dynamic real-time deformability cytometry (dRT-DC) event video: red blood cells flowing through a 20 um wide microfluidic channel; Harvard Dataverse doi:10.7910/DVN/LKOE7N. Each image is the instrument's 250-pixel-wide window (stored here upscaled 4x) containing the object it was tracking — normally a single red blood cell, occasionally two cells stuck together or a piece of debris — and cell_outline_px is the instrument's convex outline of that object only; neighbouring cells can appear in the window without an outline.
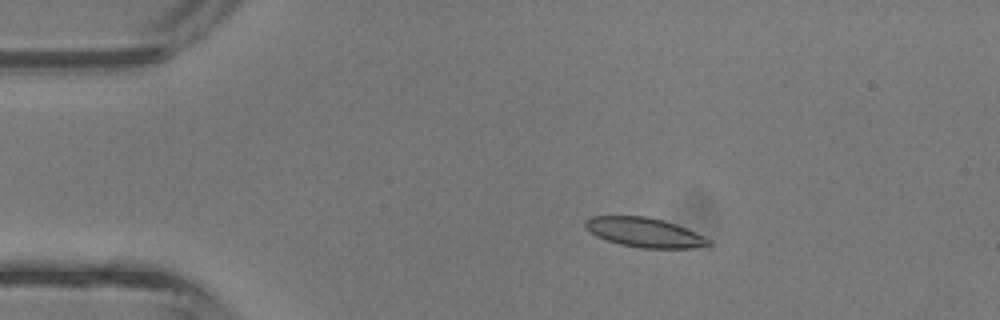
{"species": "common noctule bat (a hibernating species)", "species_latin": "Nyctalus noctula", "temperature_condition": "room temperature", "stored_images_in_passage": 4, "camera_frame_rate_fps": 3000, "um_per_image_px": 0.085, "animal": {"sex": "male", "body_mass_g": 13.3}, "frame": {"image": 1, "passage_image": 3, "time_ms": 0.667, "image_size_px": [1000, 320], "cell_outline_px": [[712, 244], [692, 248], [640, 248], [620, 244], [596, 236], [584, 224], [584, 220], [592, 216], [648, 216], [664, 220], [676, 224], [704, 236], [712, 240]], "centroid_in_image_um": [54.8, 19.75], "position_along_channel_um": 30.2, "area_um2": 21.1}}